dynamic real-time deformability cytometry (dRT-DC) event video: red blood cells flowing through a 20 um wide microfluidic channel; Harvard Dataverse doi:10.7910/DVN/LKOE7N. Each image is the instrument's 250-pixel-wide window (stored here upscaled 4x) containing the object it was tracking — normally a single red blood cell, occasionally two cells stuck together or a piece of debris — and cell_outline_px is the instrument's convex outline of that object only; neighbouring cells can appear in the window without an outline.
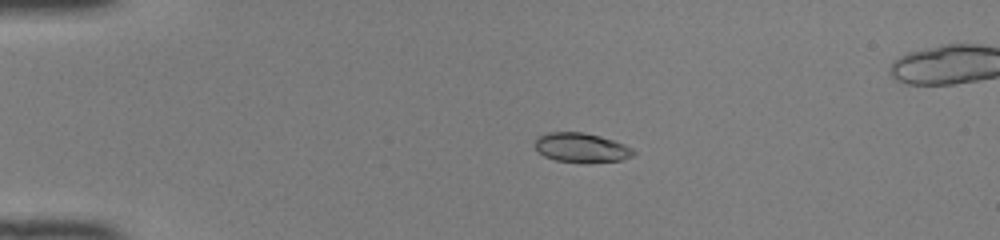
{"species": "common noctule bat (a hibernating species)", "species_latin": "Nyctalus noctula", "temperature_condition": "room temperature", "stored_images_in_passage": 50, "segment_of_instrument_passage": [1, 2], "camera_frame_rate_fps": 3000, "um_per_image_px": 0.085, "animal": {"sex": "female", "body_mass_g": 22.0, "forearm_length_mm": 56.7}, "frame": {"image": 1, "passage_image": 11, "time_ms": 3.333, "image_size_px": [1000, 240], "cell_outline_px": [[636, 152], [632, 156], [620, 160], [588, 164], [584, 164], [556, 160], [544, 156], [536, 148], [536, 136], [548, 132], [584, 132], [600, 136], [624, 144], [632, 148]], "centroid_in_image_um": [49.42, 12.56], "position_along_channel_um": 35.6, "area_um2": 17.11}}
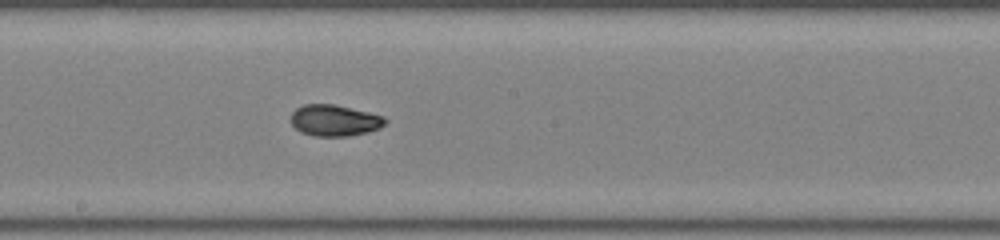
{"frame": {"image": 2, "passage_image": 28, "time_ms": 9.0, "image_size_px": [1000, 240], "cell_outline_px": [[388, 120], [380, 128], [368, 132], [348, 136], [316, 136], [300, 132], [288, 120], [292, 112], [296, 108], [304, 104], [332, 104], [368, 112], [384, 116]], "centroid_in_image_um": [28.41, 10.24], "position_along_channel_um": 219.8, "area_um2": 17.28}}
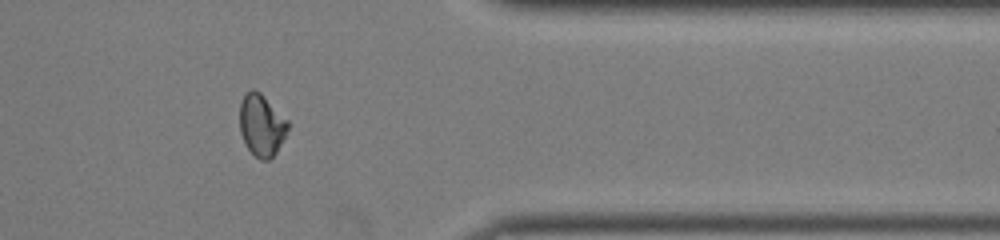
{"frame": {"image": 3, "passage_image": 41, "time_ms": 13.333, "image_size_px": [1000, 240], "cell_outline_px": [[288, 128], [276, 152], [268, 160], [260, 160], [248, 148], [240, 132], [240, 104], [244, 96], [252, 88], [260, 92], [288, 120]], "centroid_in_image_um": [22.23, 10.62], "position_along_channel_um": 389.2, "area_um2": 16.99}}